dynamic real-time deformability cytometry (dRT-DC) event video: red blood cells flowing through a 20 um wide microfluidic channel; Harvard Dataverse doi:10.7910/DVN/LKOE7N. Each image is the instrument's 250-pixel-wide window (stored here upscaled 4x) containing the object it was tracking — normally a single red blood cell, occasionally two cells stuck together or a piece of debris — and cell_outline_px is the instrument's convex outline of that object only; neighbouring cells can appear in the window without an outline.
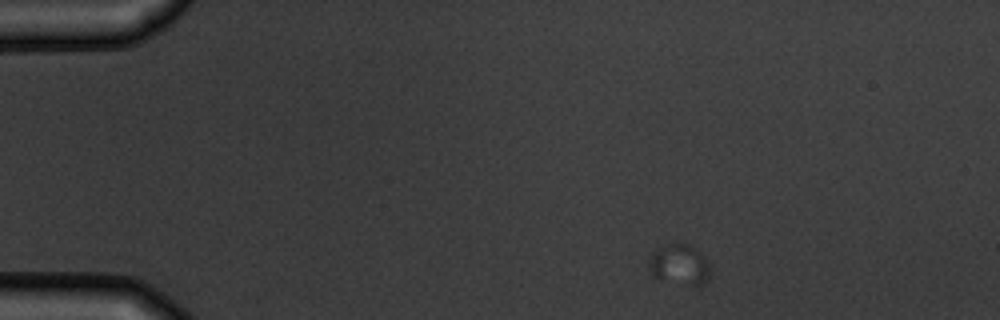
{"species": "common noctule bat (a hibernating species)", "species_latin": "Nyctalus noctula", "temperature_condition": "warm", "stored_images_in_passage": 5, "camera_frame_rate_fps": 3000, "um_per_image_px": 0.085, "animal": {"sex": "male", "body_mass_g": 19.5, "forearm_length_mm": 54.6}, "frame": {"image": 1, "passage_image": 1, "time_ms": 0.0, "image_size_px": [1000, 320], "cell_outline_px": [[708, 276], [704, 284], [692, 284], [652, 276], [648, 268], [648, 260], [652, 252], [656, 248], [668, 244], [688, 244], [700, 252], [704, 256], [708, 264]], "centroid_in_image_um": [57.7, 22.44], "position_along_channel_um": 27.3, "area_um2": 13.93}}